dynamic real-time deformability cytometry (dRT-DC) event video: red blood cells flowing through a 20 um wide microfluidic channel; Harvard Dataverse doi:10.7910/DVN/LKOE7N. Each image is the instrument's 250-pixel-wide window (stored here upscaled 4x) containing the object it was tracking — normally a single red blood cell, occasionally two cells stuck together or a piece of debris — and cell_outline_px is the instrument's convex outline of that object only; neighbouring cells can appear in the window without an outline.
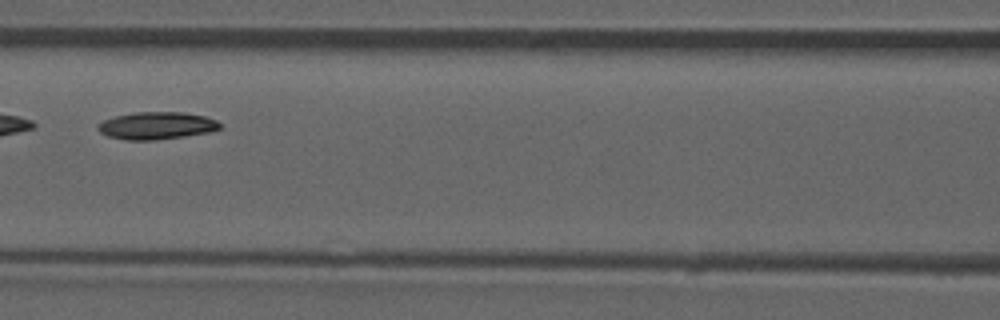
{"species": "common noctule bat (a hibernating species)", "species_latin": "Nyctalus noctula", "temperature_condition": "room temperature", "stored_images_in_passage": 23, "camera_frame_rate_fps": 3000, "um_per_image_px": 0.085, "animal": {"sex": "male", "forearm_length_mm": 52.5}, "frame": {"image": 1, "passage_image": 7, "time_ms": 2.0, "image_size_px": [1000, 320], "cell_outline_px": [[220, 128], [208, 132], [184, 136], [152, 140], [124, 140], [108, 136], [100, 132], [96, 128], [104, 120], [116, 116], [136, 112], [184, 112], [204, 116], [216, 120], [220, 124]], "centroid_in_image_um": [13.3, 10.68], "position_along_channel_um": 153.3, "area_um2": 19.25}}